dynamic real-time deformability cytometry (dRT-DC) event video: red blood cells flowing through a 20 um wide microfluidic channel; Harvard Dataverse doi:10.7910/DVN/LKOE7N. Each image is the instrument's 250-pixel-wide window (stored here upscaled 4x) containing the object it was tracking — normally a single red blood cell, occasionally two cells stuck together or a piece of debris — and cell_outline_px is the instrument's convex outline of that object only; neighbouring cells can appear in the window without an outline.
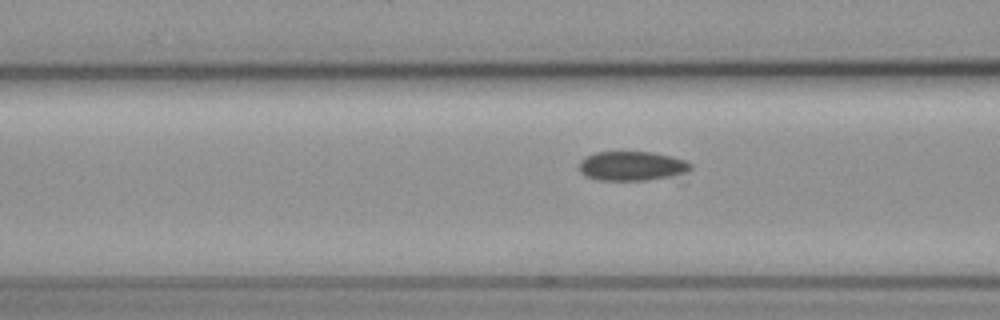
{"species": "common noctule bat (a hibernating species)", "species_latin": "Nyctalus noctula", "temperature_condition": "cold", "stored_images_in_passage": 18, "camera_frame_rate_fps": 3000, "um_per_image_px": 0.085, "animal": {"sex": "female", "body_mass_g": 19.3, "forearm_length_mm": 54.1}, "frame": {"image": 1, "passage_image": 16, "time_ms": 5.0, "image_size_px": [1000, 320], "cell_outline_px": [[692, 168], [688, 172], [672, 176], [648, 180], [596, 180], [584, 176], [580, 172], [580, 160], [596, 152], [652, 152], [672, 156], [684, 160], [692, 164]], "centroid_in_image_um": [53.72, 14.11], "position_along_channel_um": 112.9, "area_um2": 19.13}}